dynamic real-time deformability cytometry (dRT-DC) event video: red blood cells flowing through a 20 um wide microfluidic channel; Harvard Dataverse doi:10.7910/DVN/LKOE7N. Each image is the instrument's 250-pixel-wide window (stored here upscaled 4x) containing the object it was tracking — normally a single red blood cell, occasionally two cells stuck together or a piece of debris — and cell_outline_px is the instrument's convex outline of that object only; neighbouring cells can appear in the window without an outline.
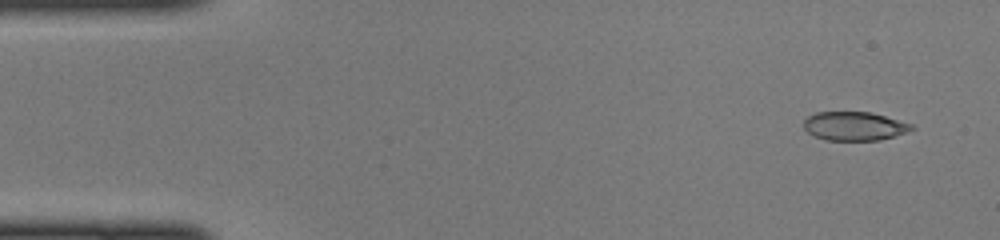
{"species": "common noctule bat (a hibernating species)", "species_latin": "Nyctalus noctula", "temperature_condition": "cold", "stored_images_in_passage": 46, "camera_frame_rate_fps": 3000, "um_per_image_px": 0.085, "animal": {"sex": "female", "body_mass_g": 22.0, "forearm_length_mm": 56.7}, "frame": {"image": 1, "passage_image": 2, "time_ms": 0.333, "image_size_px": [1000, 240], "cell_outline_px": [[916, 128], [880, 140], [824, 140], [808, 132], [804, 128], [804, 120], [808, 116], [816, 112], [872, 112], [912, 124]], "centroid_in_image_um": [72.6, 10.71], "position_along_channel_um": 12.4, "area_um2": 17.92}}
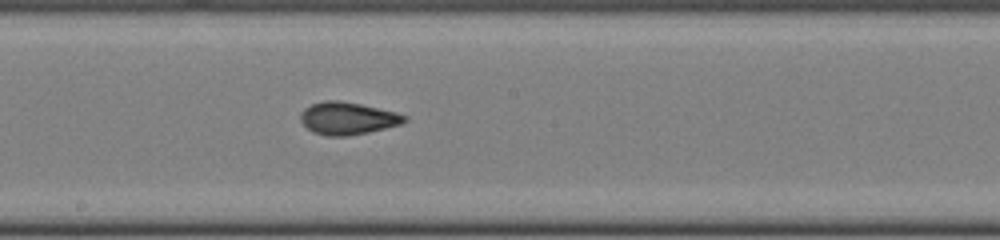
{"frame": {"image": 2, "passage_image": 24, "time_ms": 7.667, "image_size_px": [1000, 240], "cell_outline_px": [[408, 120], [400, 124], [368, 132], [348, 136], [328, 136], [312, 132], [300, 120], [300, 116], [304, 108], [312, 104], [324, 100], [340, 100], [360, 104], [396, 112], [408, 116]], "centroid_in_image_um": [29.54, 10.05], "position_along_channel_um": 218.7, "area_um2": 19.59}}
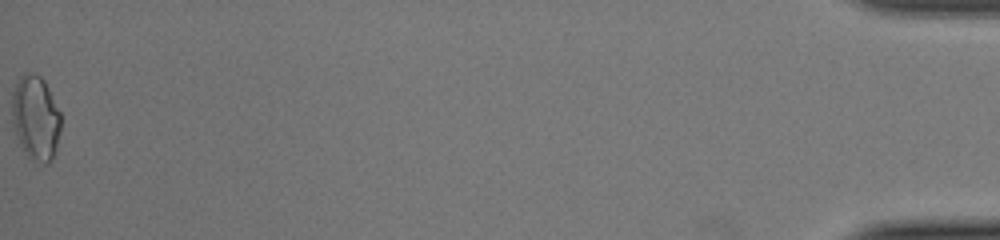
{"frame": {"image": 3, "passage_image": 46, "time_ms": 15.0, "image_size_px": [1000, 240], "cell_outline_px": [[60, 132], [56, 148], [52, 160], [48, 164], [44, 164], [32, 160], [24, 152], [16, 136], [12, 120], [12, 92], [20, 76], [28, 72], [32, 72], [40, 76], [44, 80], [60, 112]], "centroid_in_image_um": [3.03, 10.03], "position_along_channel_um": 432.2, "area_um2": 24.16}}